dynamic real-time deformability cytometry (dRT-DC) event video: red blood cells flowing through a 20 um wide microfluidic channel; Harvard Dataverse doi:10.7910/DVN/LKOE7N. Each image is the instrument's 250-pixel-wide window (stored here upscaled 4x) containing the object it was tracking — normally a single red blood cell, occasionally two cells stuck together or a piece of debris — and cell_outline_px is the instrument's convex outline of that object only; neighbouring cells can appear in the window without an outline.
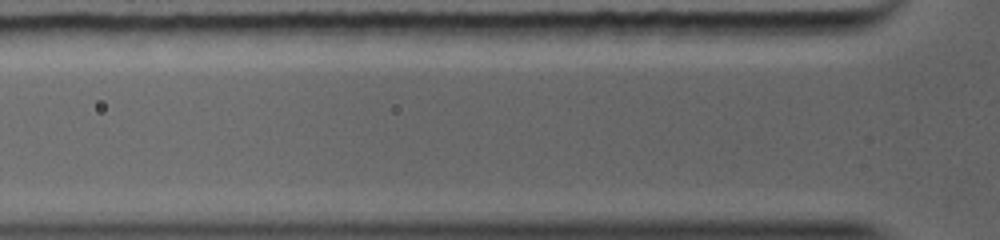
{"species": "common noctule bat (a hibernating species)", "species_latin": "Nyctalus noctula", "temperature_condition": "warm", "stored_images_in_passage": 7, "camera_frame_rate_fps": 5000, "um_per_image_px": 0.085, "animal": {"sex": "female", "body_mass_g": 19.0, "forearm_length_mm": 56.7}, "frame": {"image": 1, "passage_image": 2, "time_ms": 0.6, "image_size_px": [1000, 240], "cell_outline_px": [[184, 72], [176, 76], [36, 76], [36, 72], [44, 68], [156, 64], [176, 68]], "centroid_in_image_um": [9.53, 6.04], "position_along_channel_um": 116.3, "area_um2": 10.12}}